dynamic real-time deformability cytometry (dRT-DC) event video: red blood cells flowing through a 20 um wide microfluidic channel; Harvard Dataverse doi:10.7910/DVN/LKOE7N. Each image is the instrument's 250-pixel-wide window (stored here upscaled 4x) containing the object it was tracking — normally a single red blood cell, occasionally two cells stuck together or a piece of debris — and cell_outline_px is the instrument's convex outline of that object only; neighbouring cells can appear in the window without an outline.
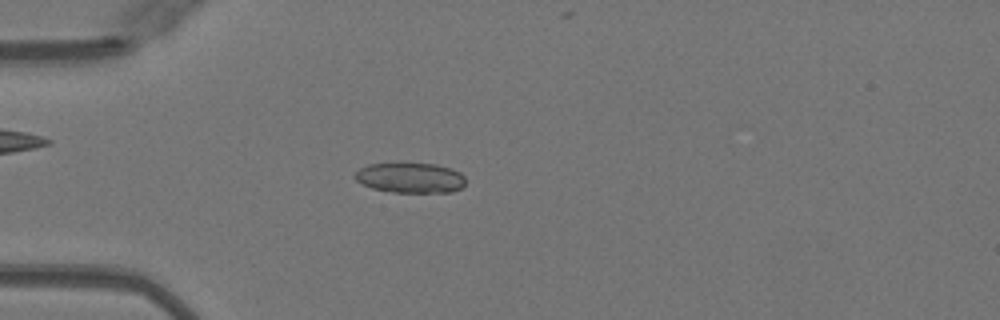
{"species": "Egyptian fruit bat (a non-hibernating species)", "species_latin": "Rousettus aegyptiacus", "temperature_condition": "warm", "stored_images_in_passage": 50, "camera_frame_rate_fps": 3000, "um_per_image_px": 0.085, "animal": {"sex": "female"}, "frame": {"image": 1, "passage_image": 14, "time_ms": 4.333, "image_size_px": [1000, 320], "cell_outline_px": [[464, 184], [460, 188], [452, 192], [392, 192], [372, 188], [356, 180], [352, 176], [360, 168], [368, 164], [400, 160], [436, 164], [452, 168], [460, 172], [464, 176]], "centroid_in_image_um": [34.84, 15.05], "position_along_channel_um": 50.2, "area_um2": 20.29}}
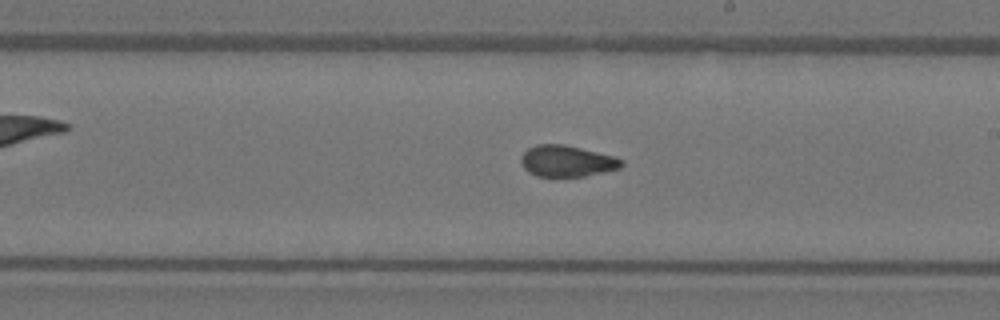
{"frame": {"image": 2, "passage_image": 29, "time_ms": 9.333, "image_size_px": [1000, 320], "cell_outline_px": [[624, 164], [620, 168], [584, 176], [536, 176], [528, 172], [520, 164], [520, 156], [528, 148], [536, 144], [564, 144], [612, 156], [624, 160]], "centroid_in_image_um": [48.14, 13.69], "position_along_channel_um": 240.9, "area_um2": 18.26}}
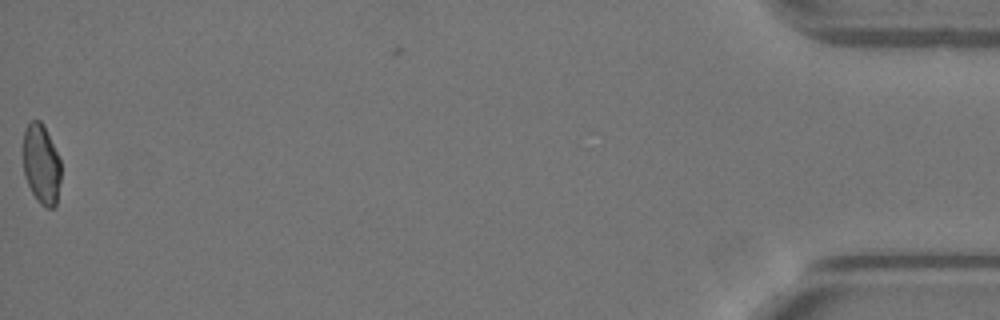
{"frame": {"image": 3, "passage_image": 50, "time_ms": 16.333, "image_size_px": [1000, 320], "cell_outline_px": [[60, 180], [56, 204], [52, 208], [48, 208], [40, 204], [36, 200], [24, 176], [24, 128], [32, 120], [40, 120], [44, 124], [60, 160]], "centroid_in_image_um": [3.51, 13.95], "position_along_channel_um": 431.7, "area_um2": 17.51}, "authors_computed_cell_mechanics": {"area_um2": 18.9584, "velocity_mm_per_s": 4.0866, "shape_relaxation_time_tau1_ms": null, "shape_relaxation_time_tau2_ms": 1.3574, "deformation_change_tau1": null, "deformation_change_tau2": 0.0654}}